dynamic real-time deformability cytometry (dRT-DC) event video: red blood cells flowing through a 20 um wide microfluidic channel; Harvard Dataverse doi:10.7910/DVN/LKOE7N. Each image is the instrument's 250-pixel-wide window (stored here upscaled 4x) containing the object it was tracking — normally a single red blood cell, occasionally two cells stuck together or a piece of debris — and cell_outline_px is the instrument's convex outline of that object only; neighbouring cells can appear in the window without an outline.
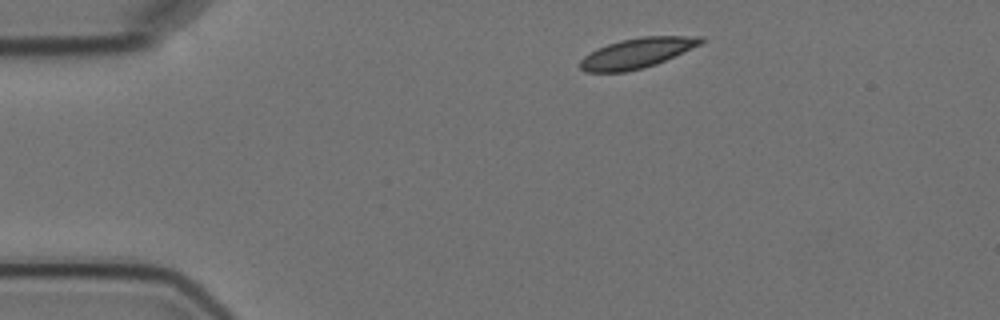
{"species": "Egyptian fruit bat (a non-hibernating species)", "species_latin": "Rousettus aegyptiacus", "temperature_condition": "cold", "stored_images_in_passage": 2, "camera_frame_rate_fps": 3000, "um_per_image_px": 0.085, "animal": {"sex": "female"}, "frame": {"image": 1, "passage_image": 1, "time_ms": 0.0, "image_size_px": [1000, 320], "cell_outline_px": [[704, 40], [700, 44], [656, 64], [624, 72], [584, 72], [580, 68], [580, 60], [584, 56], [608, 44], [620, 40], [640, 36], [704, 36]], "centroid_in_image_um": [54.13, 4.5], "position_along_channel_um": 30.9, "area_um2": 20.81}}